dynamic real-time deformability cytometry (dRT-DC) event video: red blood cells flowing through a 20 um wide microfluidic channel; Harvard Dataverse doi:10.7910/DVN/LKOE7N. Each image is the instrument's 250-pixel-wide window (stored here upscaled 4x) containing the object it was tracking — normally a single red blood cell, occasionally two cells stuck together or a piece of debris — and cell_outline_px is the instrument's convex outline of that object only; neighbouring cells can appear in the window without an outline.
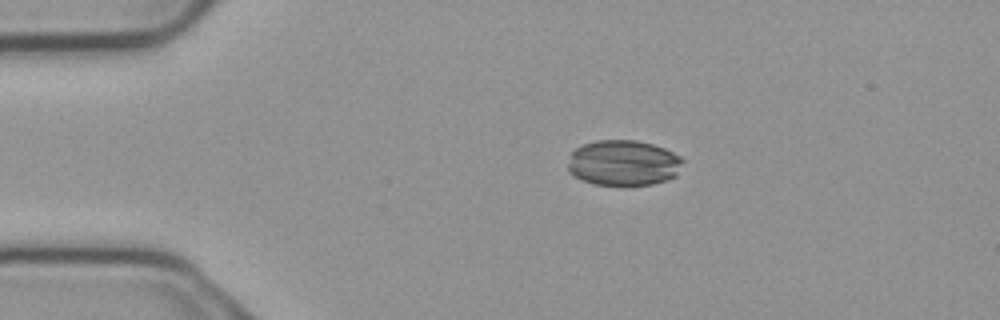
{"species": "common noctule bat (a hibernating species)", "species_latin": "Nyctalus noctula", "temperature_condition": "cold", "stored_images_in_passage": 6, "camera_frame_rate_fps": 3000, "um_per_image_px": 0.085, "animal": {"sex": "male", "body_mass_g": 23.1, "forearm_length_mm": 52.7}, "frame": {"image": 1, "passage_image": 3, "time_ms": 0.667, "image_size_px": [1000, 320], "cell_outline_px": [[684, 160], [676, 176], [668, 180], [652, 184], [596, 184], [584, 180], [568, 172], [568, 164], [572, 152], [576, 148], [584, 144], [596, 140], [636, 140], [652, 144], [664, 148], [680, 156]], "centroid_in_image_um": [53.01, 13.83], "position_along_channel_um": 32.0, "area_um2": 30.29}}